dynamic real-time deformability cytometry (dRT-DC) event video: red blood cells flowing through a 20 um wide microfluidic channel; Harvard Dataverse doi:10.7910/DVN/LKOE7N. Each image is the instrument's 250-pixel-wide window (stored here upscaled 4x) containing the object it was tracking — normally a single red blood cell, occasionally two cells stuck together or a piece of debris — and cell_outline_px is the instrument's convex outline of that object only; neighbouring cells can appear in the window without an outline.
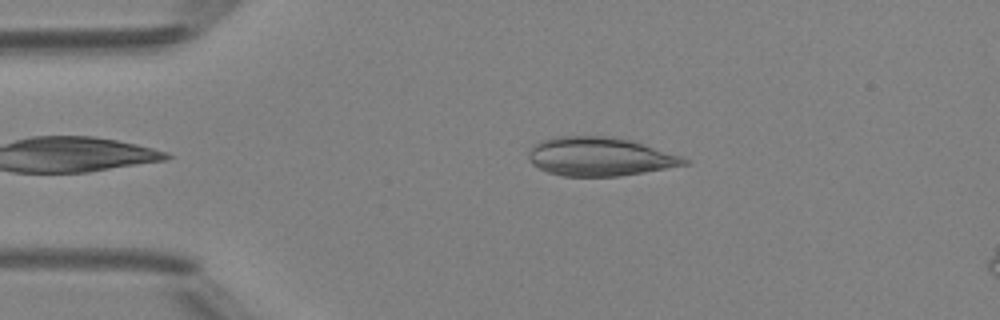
{"species": "Egyptian fruit bat (a non-hibernating species)", "species_latin": "Rousettus aegyptiacus", "temperature_condition": "room temperature", "stored_images_in_passage": 40, "camera_frame_rate_fps": 3000, "um_per_image_px": 0.085, "animal": {"sex": "female"}, "frame": {"image": 1, "passage_image": 2, "time_ms": 0.333, "image_size_px": [1000, 320], "cell_outline_px": [[692, 164], [620, 176], [564, 176], [548, 172], [532, 164], [528, 156], [528, 152], [540, 140], [552, 136], [612, 136], [628, 140], [680, 156], [688, 160]], "centroid_in_image_um": [50.95, 13.31], "position_along_channel_um": 34.0, "area_um2": 34.85}}
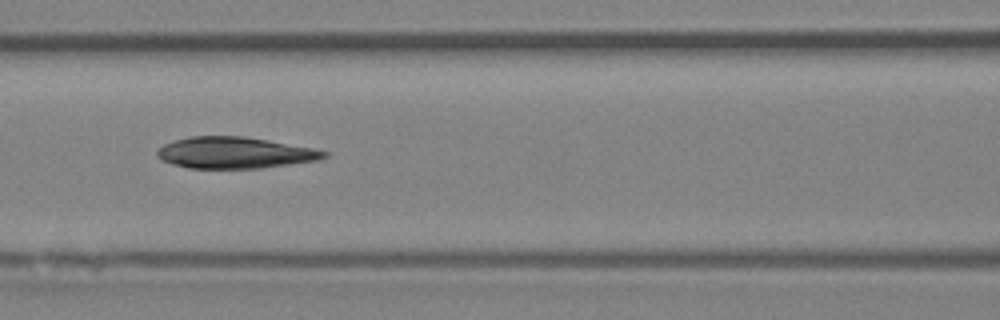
{"frame": {"image": 2, "passage_image": 13, "time_ms": 4.0, "image_size_px": [1000, 320], "cell_outline_px": [[328, 156], [316, 160], [260, 168], [188, 168], [172, 164], [160, 160], [156, 156], [156, 152], [164, 144], [176, 140], [192, 136], [244, 136], [268, 140], [312, 148], [328, 152]], "centroid_in_image_um": [19.91, 12.98], "position_along_channel_um": 146.7, "area_um2": 30.29}}
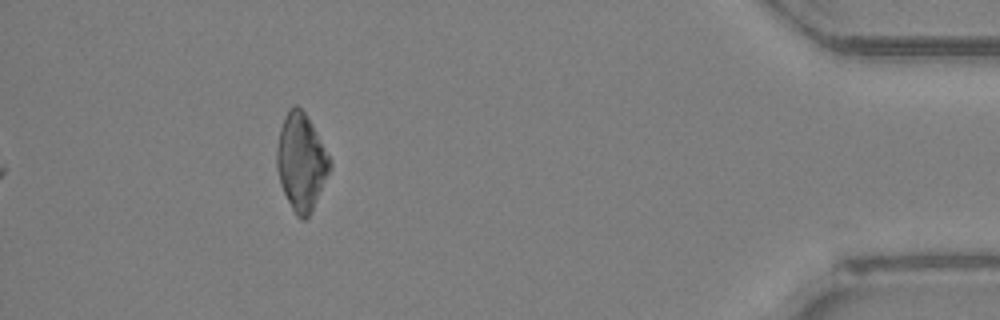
{"frame": {"image": 3, "passage_image": 36, "time_ms": 11.667, "image_size_px": [1000, 320], "cell_outline_px": [[332, 164], [312, 212], [304, 220], [300, 220], [296, 216], [280, 184], [276, 168], [276, 148], [280, 128], [288, 108], [296, 104], [304, 112], [312, 124], [332, 160]], "centroid_in_image_um": [25.59, 13.77], "position_along_channel_um": 409.6, "area_um2": 30.0}}